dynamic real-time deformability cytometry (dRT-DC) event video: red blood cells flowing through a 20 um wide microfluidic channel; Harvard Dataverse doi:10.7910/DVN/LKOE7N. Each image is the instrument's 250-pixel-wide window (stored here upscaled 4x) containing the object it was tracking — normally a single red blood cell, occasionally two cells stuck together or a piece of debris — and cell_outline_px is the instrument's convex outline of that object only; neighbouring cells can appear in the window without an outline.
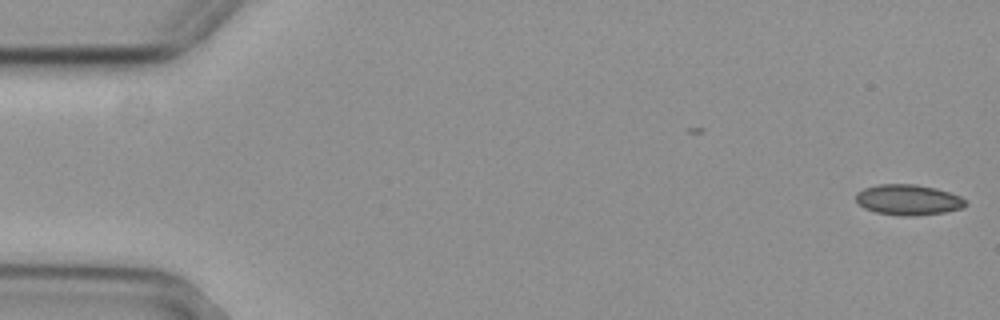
{"species": "common noctule bat (a hibernating species)", "species_latin": "Nyctalus noctula", "temperature_condition": "cold", "stored_images_in_passage": 2, "camera_frame_rate_fps": 3000, "um_per_image_px": 0.085, "animal": {"sex": "female", "body_mass_g": 29.2, "forearm_length_mm": 56.3}, "frame": {"image": 1, "passage_image": 2, "time_ms": 0.333, "image_size_px": [1000, 320], "cell_outline_px": [[968, 204], [964, 208], [944, 212], [912, 216], [900, 216], [876, 212], [864, 208], [856, 200], [856, 192], [864, 188], [880, 184], [916, 184], [936, 188], [960, 196]], "centroid_in_image_um": [77.2, 16.98], "position_along_channel_um": 7.8, "area_um2": 19.54}}